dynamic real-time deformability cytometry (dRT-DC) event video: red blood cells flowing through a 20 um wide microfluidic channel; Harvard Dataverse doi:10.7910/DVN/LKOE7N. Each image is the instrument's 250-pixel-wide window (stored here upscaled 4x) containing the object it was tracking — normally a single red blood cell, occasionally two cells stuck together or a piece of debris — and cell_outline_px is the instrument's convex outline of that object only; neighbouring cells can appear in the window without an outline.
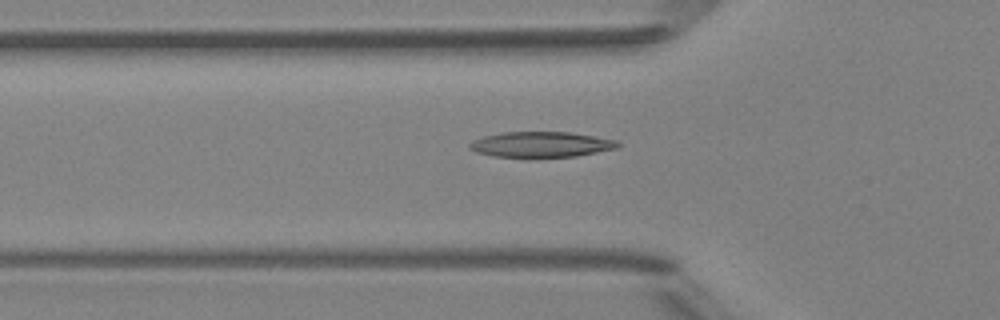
{"species": "Egyptian fruit bat (a non-hibernating species)", "species_latin": "Rousettus aegyptiacus", "temperature_condition": "room temperature", "stored_images_in_passage": 48, "camera_frame_rate_fps": 3000, "um_per_image_px": 0.085, "animal": {"sex": "female"}, "frame": {"image": 1, "passage_image": 17, "time_ms": 5.333, "image_size_px": [1000, 320], "cell_outline_px": [[620, 144], [616, 148], [576, 156], [492, 156], [476, 152], [468, 148], [468, 144], [472, 140], [484, 136], [504, 132], [572, 132], [616, 140]], "centroid_in_image_um": [45.96, 12.26], "position_along_channel_um": 79.8, "area_um2": 21.68}}
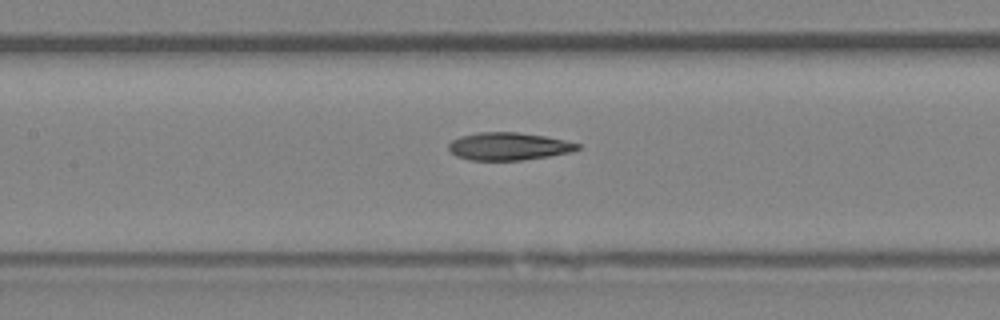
{"frame": {"image": 2, "passage_image": 23, "time_ms": 7.333, "image_size_px": [1000, 320], "cell_outline_px": [[580, 148], [572, 152], [524, 160], [468, 160], [456, 156], [448, 148], [448, 144], [452, 140], [460, 136], [480, 132], [516, 132], [544, 136], [564, 140], [580, 144]], "centroid_in_image_um": [43.22, 12.44], "position_along_channel_um": 164.2, "area_um2": 20.75}}
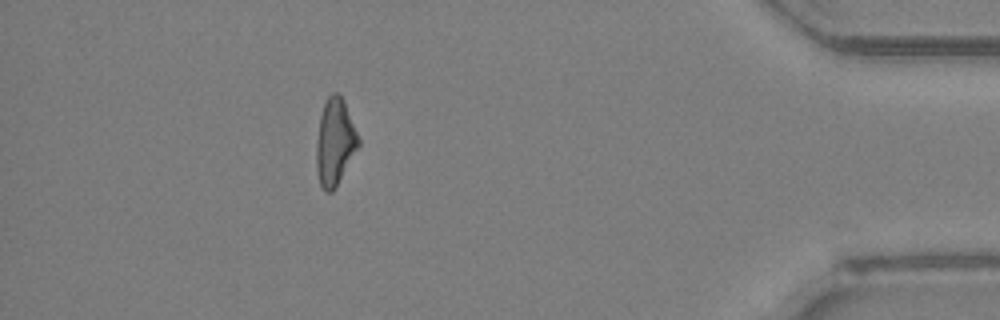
{"frame": {"image": 3, "passage_image": 44, "time_ms": 14.333, "image_size_px": [1000, 320], "cell_outline_px": [[360, 144], [332, 192], [324, 192], [320, 184], [316, 168], [316, 144], [320, 116], [324, 100], [332, 92], [336, 92], [344, 100], [360, 140]], "centroid_in_image_um": [28.45, 12.04], "position_along_channel_um": 406.8, "area_um2": 21.1}}